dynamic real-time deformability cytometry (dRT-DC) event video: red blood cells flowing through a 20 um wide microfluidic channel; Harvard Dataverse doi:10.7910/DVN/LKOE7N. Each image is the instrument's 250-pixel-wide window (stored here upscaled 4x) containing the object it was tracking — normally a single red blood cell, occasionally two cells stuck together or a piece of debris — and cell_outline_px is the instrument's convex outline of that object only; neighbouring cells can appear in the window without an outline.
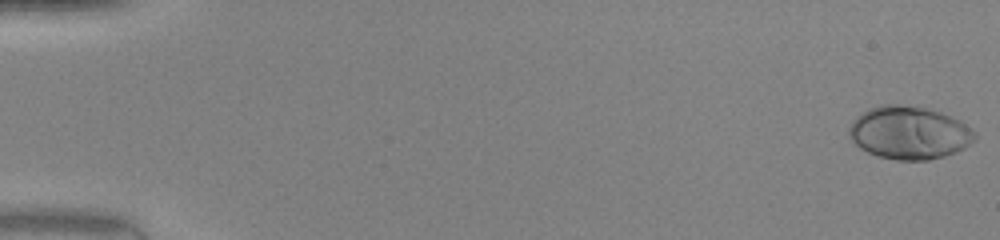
{"species": "human", "species_latin": "Homo sapiens", "temperature_condition": "warm", "stored_images_in_passage": 49, "camera_frame_rate_fps": 3000, "um_per_image_px": 0.085, "donor": {"sex": "female"}, "frame": {"image": 1, "passage_image": 1, "time_ms": 0.0, "image_size_px": [1000, 240], "cell_outline_px": [[976, 140], [964, 148], [956, 152], [944, 156], [928, 160], [896, 160], [876, 156], [860, 148], [848, 136], [848, 128], [852, 120], [856, 116], [868, 108], [884, 104], [900, 104], [924, 108], [940, 112], [960, 120], [972, 128], [976, 132]], "centroid_in_image_um": [77.27, 11.28], "position_along_channel_um": 7.7, "area_um2": 39.13}}
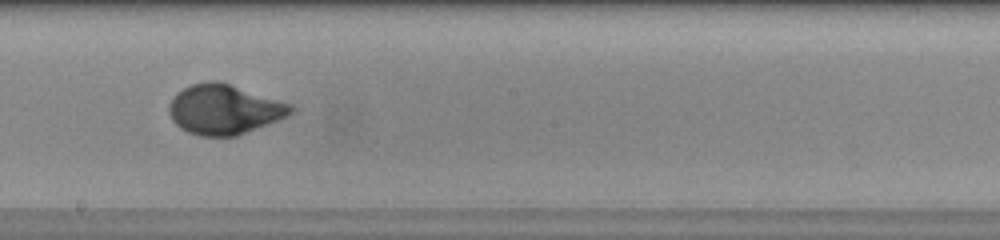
{"frame": {"image": 2, "passage_image": 29, "time_ms": 9.333, "image_size_px": [1000, 240], "cell_outline_px": [[296, 108], [288, 116], [236, 136], [200, 136], [188, 132], [180, 128], [172, 120], [168, 112], [168, 104], [172, 96], [176, 92], [192, 84], [208, 80], [216, 80], [292, 104]], "centroid_in_image_um": [19.02, 9.3], "position_along_channel_um": 229.2, "area_um2": 35.37}}
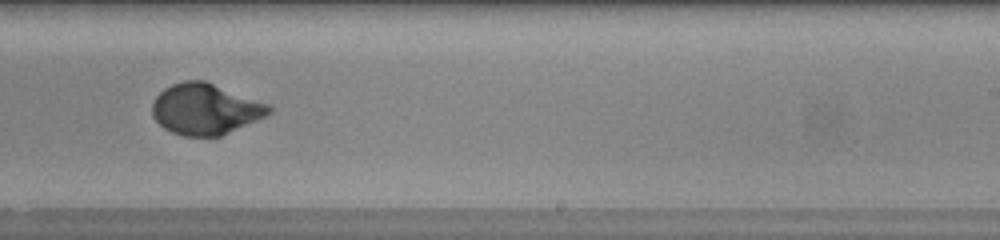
{"frame": {"image": 3, "passage_image": 32, "time_ms": 10.333, "image_size_px": [1000, 240], "cell_outline_px": [[272, 112], [264, 116], [220, 136], [184, 136], [172, 132], [164, 128], [152, 116], [152, 104], [156, 96], [164, 88], [172, 84], [184, 80], [204, 80], [268, 104], [272, 108]], "centroid_in_image_um": [17.41, 9.26], "position_along_channel_um": 271.6, "area_um2": 34.28}, "authors_computed_cell_mechanics": {"area_um2": 35.0268, "velocity_mm_per_s": 4.2568, "shape_relaxation_time_tau1_ms": 3.6675, "shape_relaxation_time_tau2_ms": null, "deformation_change_tau1": 0.2135, "deformation_change_tau2": null}}